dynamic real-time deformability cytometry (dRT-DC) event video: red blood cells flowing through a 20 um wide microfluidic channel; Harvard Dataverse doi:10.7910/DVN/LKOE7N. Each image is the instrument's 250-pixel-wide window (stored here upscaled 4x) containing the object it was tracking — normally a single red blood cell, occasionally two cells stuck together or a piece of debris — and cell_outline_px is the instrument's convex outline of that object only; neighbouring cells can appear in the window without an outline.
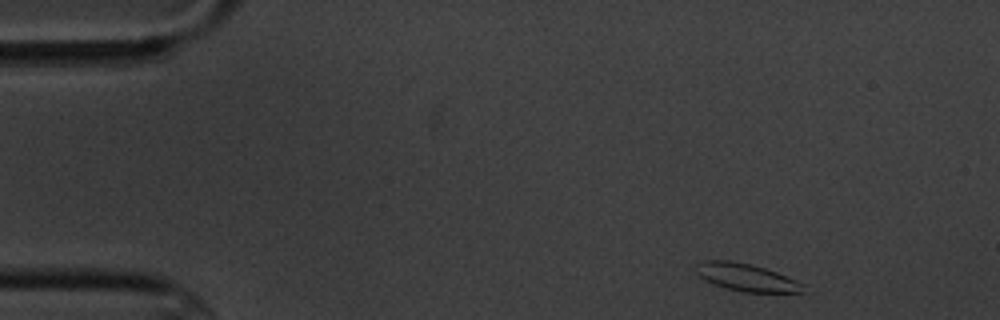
{"species": "common noctule bat (a hibernating species)", "species_latin": "Nyctalus noctula", "temperature_condition": "cold", "stored_images_in_passage": 5, "camera_frame_rate_fps": 3000, "um_per_image_px": 0.085, "animal": {"sex": "male", "body_mass_g": 20.1, "forearm_length_mm": 53.5}, "frame": {"image": 1, "passage_image": 1, "time_ms": 0.0, "image_size_px": [1000, 320], "cell_outline_px": [[804, 292], [744, 292], [724, 288], [712, 284], [704, 280], [692, 268], [696, 264], [704, 260], [732, 260], [752, 264], [776, 272], [796, 280], [804, 284]], "centroid_in_image_um": [63.38, 23.56], "position_along_channel_um": 21.6, "area_um2": 17.4}}